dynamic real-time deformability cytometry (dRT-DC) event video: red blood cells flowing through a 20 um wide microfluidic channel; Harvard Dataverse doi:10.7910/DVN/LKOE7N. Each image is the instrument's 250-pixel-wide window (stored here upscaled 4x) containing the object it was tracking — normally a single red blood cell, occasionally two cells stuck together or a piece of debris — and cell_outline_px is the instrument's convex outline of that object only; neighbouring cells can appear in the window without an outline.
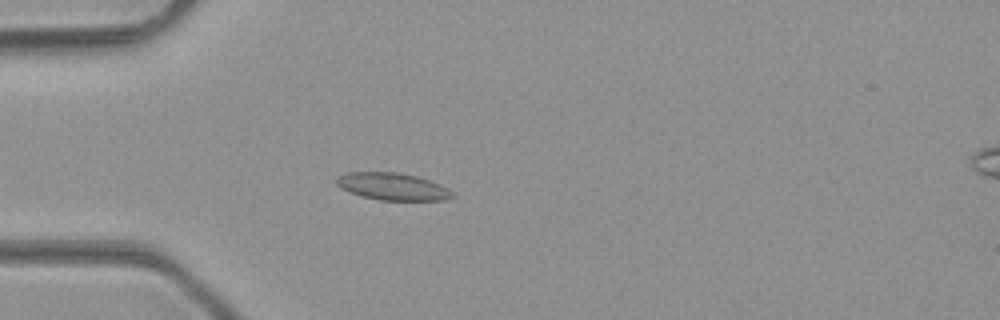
{"species": "common noctule bat (a hibernating species)", "species_latin": "Nyctalus noctula", "temperature_condition": "room temperature", "stored_images_in_passage": 46, "camera_frame_rate_fps": 3000, "um_per_image_px": 0.085, "animal": {"sex": "male", "body_mass_g": 23.1, "forearm_length_mm": 52.7}, "frame": {"image": 1, "passage_image": 12, "time_ms": 3.667, "image_size_px": [1000, 320], "cell_outline_px": [[456, 196], [444, 200], [380, 200], [364, 196], [340, 188], [336, 184], [336, 176], [348, 172], [400, 172], [416, 176], [440, 184], [448, 188]], "centroid_in_image_um": [33.38, 15.84], "position_along_channel_um": 51.6, "area_um2": 18.32}}
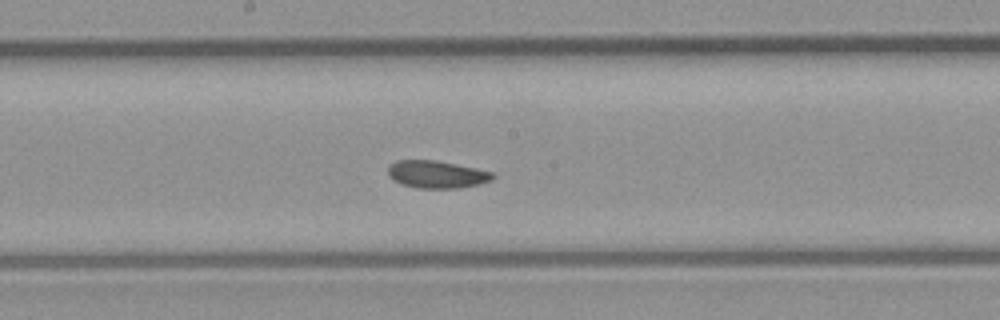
{"frame": {"image": 2, "passage_image": 24, "time_ms": 7.667, "image_size_px": [1000, 320], "cell_outline_px": [[496, 176], [492, 180], [480, 184], [460, 188], [416, 188], [400, 184], [392, 180], [388, 176], [388, 164], [396, 160], [436, 160], [476, 168], [492, 172]], "centroid_in_image_um": [37.09, 14.82], "position_along_channel_um": 211.1, "area_um2": 17.05}}
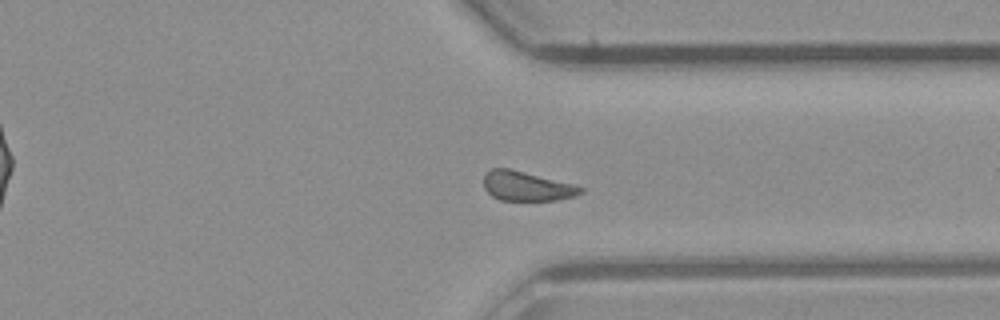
{"frame": {"image": 3, "passage_image": 35, "time_ms": 11.333, "image_size_px": [1000, 320], "cell_outline_px": [[584, 192], [576, 196], [556, 200], [500, 200], [492, 196], [484, 188], [484, 172], [492, 168], [508, 168], [572, 184], [584, 188]], "centroid_in_image_um": [44.75, 15.83], "position_along_channel_um": 366.7, "area_um2": 16.53}, "authors_computed_cell_mechanics": {"area_um2": 17.2244, "velocity_mm_per_s": 4.2509, "shape_relaxation_time_tau1_ms": 3.3354, "shape_relaxation_time_tau2_ms": 3.4747, "deformation_change_tau1": 0.0729, "deformation_change_tau2": 0.0719}}